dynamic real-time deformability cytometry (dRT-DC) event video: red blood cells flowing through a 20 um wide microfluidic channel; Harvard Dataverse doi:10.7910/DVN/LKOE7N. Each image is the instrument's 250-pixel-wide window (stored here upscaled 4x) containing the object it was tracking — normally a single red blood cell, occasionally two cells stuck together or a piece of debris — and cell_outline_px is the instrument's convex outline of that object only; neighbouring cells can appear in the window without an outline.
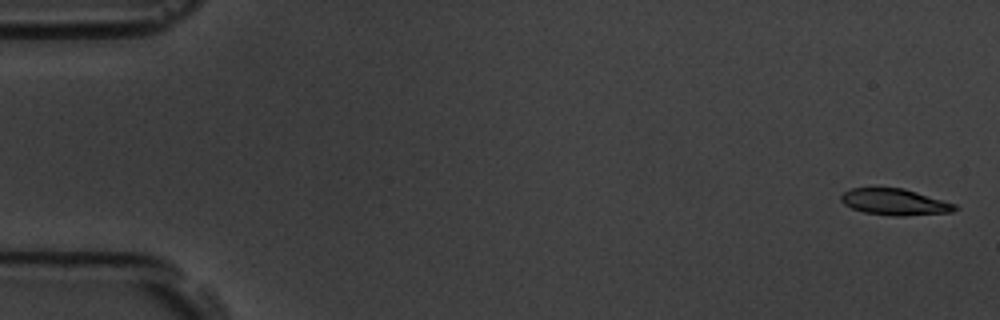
{"species": "common noctule bat (a hibernating species)", "species_latin": "Nyctalus noctula", "temperature_condition": "room temperature", "stored_images_in_passage": 10, "camera_frame_rate_fps": 3000, "um_per_image_px": 0.085, "animal": {"sex": "male", "body_mass_g": 19.5, "forearm_length_mm": 54.6}, "frame": {"image": 1, "passage_image": 1, "time_ms": 0.0, "image_size_px": [1000, 320], "cell_outline_px": [[960, 208], [952, 212], [904, 216], [892, 216], [864, 212], [852, 208], [844, 204], [840, 200], [840, 196], [844, 192], [852, 188], [904, 188], [956, 204]], "centroid_in_image_um": [76.07, 17.17], "position_along_channel_um": 8.9, "area_um2": 17.51}}
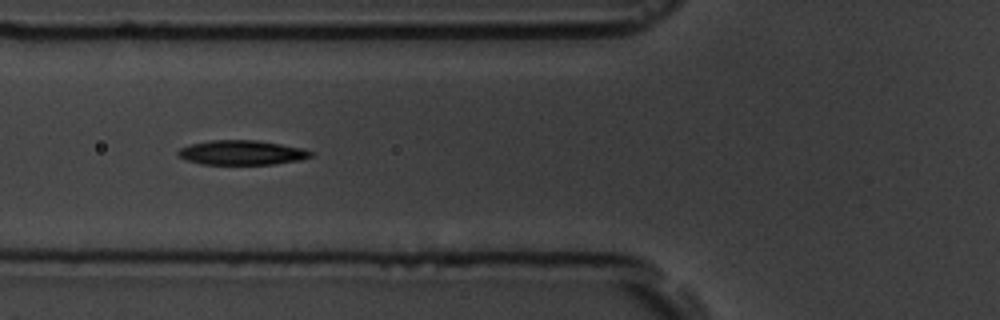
{"frame": {"image": 2, "passage_image": 7, "time_ms": 6.667, "image_size_px": [1000, 320], "cell_outline_px": [[316, 152], [312, 156], [300, 160], [276, 164], [200, 164], [188, 160], [180, 156], [176, 152], [180, 148], [192, 144], [212, 140], [256, 140], [304, 148]], "centroid_in_image_um": [20.62, 12.97], "position_along_channel_um": 105.2, "area_um2": 18.96}}
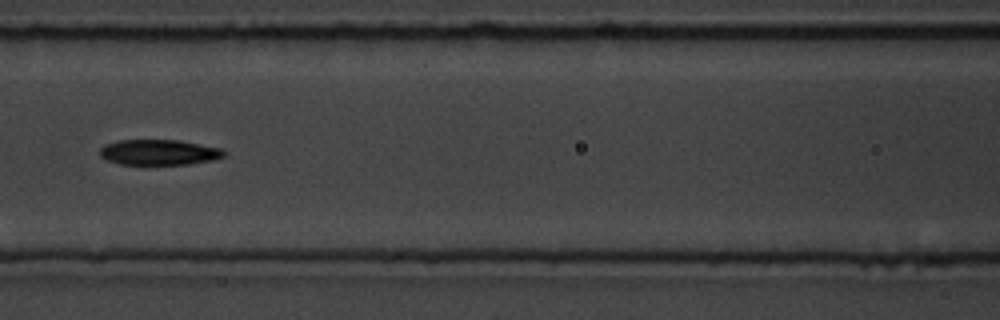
{"frame": {"image": 3, "passage_image": 8, "time_ms": 8.0, "image_size_px": [1000, 320], "cell_outline_px": [[224, 156], [212, 160], [188, 164], [120, 164], [104, 160], [100, 156], [100, 148], [104, 144], [116, 140], [180, 140], [224, 148]], "centroid_in_image_um": [13.49, 12.93], "position_along_channel_um": 153.1, "area_um2": 18.61}}